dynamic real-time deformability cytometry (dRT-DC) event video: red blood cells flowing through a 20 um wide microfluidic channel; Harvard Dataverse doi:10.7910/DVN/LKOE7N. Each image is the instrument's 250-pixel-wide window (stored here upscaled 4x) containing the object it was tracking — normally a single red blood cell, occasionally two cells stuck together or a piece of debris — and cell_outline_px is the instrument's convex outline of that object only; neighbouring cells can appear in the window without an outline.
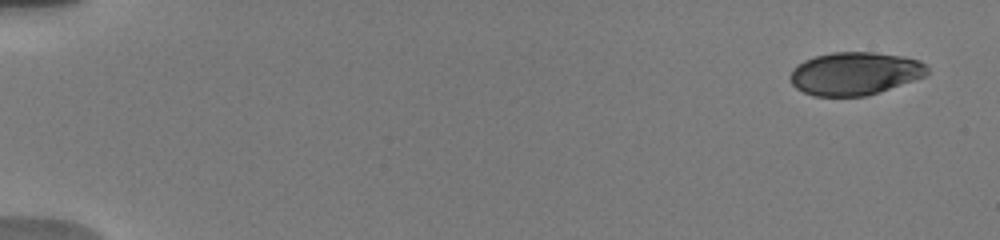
{"species": "human", "species_latin": "Homo sapiens", "temperature_condition": "warm", "stored_images_in_passage": 6, "camera_frame_rate_fps": 3000, "um_per_image_px": 0.085, "donor": {"sex": "male"}, "frame": {"image": 1, "passage_image": 1, "time_ms": 0.0, "image_size_px": [1000, 240], "cell_outline_px": [[928, 72], [924, 76], [864, 96], [812, 96], [796, 88], [792, 84], [788, 76], [792, 68], [796, 64], [804, 60], [816, 56], [832, 52], [876, 52], [904, 56], [920, 60], [928, 68]], "centroid_in_image_um": [72.6, 6.23], "position_along_channel_um": 12.4, "area_um2": 34.22}}
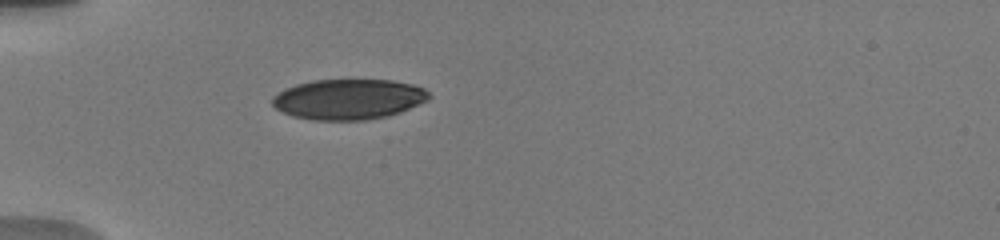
{"frame": {"image": 2, "passage_image": 6, "time_ms": 5.0, "image_size_px": [1000, 240], "cell_outline_px": [[432, 96], [428, 100], [400, 112], [388, 116], [364, 120], [312, 120], [292, 116], [276, 108], [272, 104], [272, 96], [284, 88], [296, 84], [312, 80], [392, 80], [412, 84], [424, 88]], "centroid_in_image_um": [29.61, 8.43], "position_along_channel_um": 55.4, "area_um2": 36.99}}